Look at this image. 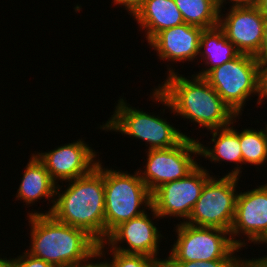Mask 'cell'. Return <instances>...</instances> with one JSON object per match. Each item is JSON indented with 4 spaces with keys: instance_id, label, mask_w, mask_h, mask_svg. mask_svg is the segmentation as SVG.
<instances>
[{
    "instance_id": "1",
    "label": "cell",
    "mask_w": 267,
    "mask_h": 267,
    "mask_svg": "<svg viewBox=\"0 0 267 267\" xmlns=\"http://www.w3.org/2000/svg\"><path fill=\"white\" fill-rule=\"evenodd\" d=\"M172 69L168 68L165 82L155 87L150 98L167 106L174 115L196 122L207 130L227 127L237 119L203 77L193 74L190 80Z\"/></svg>"
},
{
    "instance_id": "2",
    "label": "cell",
    "mask_w": 267,
    "mask_h": 267,
    "mask_svg": "<svg viewBox=\"0 0 267 267\" xmlns=\"http://www.w3.org/2000/svg\"><path fill=\"white\" fill-rule=\"evenodd\" d=\"M60 193L57 184L54 205L46 213L51 214L59 222L85 230L98 243L105 241V189L103 165L99 161L97 166L87 175L73 180Z\"/></svg>"
},
{
    "instance_id": "3",
    "label": "cell",
    "mask_w": 267,
    "mask_h": 267,
    "mask_svg": "<svg viewBox=\"0 0 267 267\" xmlns=\"http://www.w3.org/2000/svg\"><path fill=\"white\" fill-rule=\"evenodd\" d=\"M27 217L31 224V246L26 252L36 258L58 266L87 263L104 255V242L98 243L83 229L59 222L51 214Z\"/></svg>"
},
{
    "instance_id": "4",
    "label": "cell",
    "mask_w": 267,
    "mask_h": 267,
    "mask_svg": "<svg viewBox=\"0 0 267 267\" xmlns=\"http://www.w3.org/2000/svg\"><path fill=\"white\" fill-rule=\"evenodd\" d=\"M105 203V240L121 223L142 215L145 207L152 205L151 193L141 180L139 172L134 175L103 168ZM141 205L142 208L141 209ZM144 206V207H143Z\"/></svg>"
},
{
    "instance_id": "5",
    "label": "cell",
    "mask_w": 267,
    "mask_h": 267,
    "mask_svg": "<svg viewBox=\"0 0 267 267\" xmlns=\"http://www.w3.org/2000/svg\"><path fill=\"white\" fill-rule=\"evenodd\" d=\"M177 240L165 261L242 260L230 231L216 227H198L181 222L176 225ZM228 235V237H227Z\"/></svg>"
},
{
    "instance_id": "6",
    "label": "cell",
    "mask_w": 267,
    "mask_h": 267,
    "mask_svg": "<svg viewBox=\"0 0 267 267\" xmlns=\"http://www.w3.org/2000/svg\"><path fill=\"white\" fill-rule=\"evenodd\" d=\"M114 114L100 126L106 131L121 132V134L142 139L149 144L148 149L169 148L178 145L185 137V133L174 128L166 119L151 115L141 109L132 108L123 97L118 100ZM130 106V107H129Z\"/></svg>"
},
{
    "instance_id": "7",
    "label": "cell",
    "mask_w": 267,
    "mask_h": 267,
    "mask_svg": "<svg viewBox=\"0 0 267 267\" xmlns=\"http://www.w3.org/2000/svg\"><path fill=\"white\" fill-rule=\"evenodd\" d=\"M259 62L255 56L240 53L203 77L237 117L244 111L246 100L257 96Z\"/></svg>"
},
{
    "instance_id": "8",
    "label": "cell",
    "mask_w": 267,
    "mask_h": 267,
    "mask_svg": "<svg viewBox=\"0 0 267 267\" xmlns=\"http://www.w3.org/2000/svg\"><path fill=\"white\" fill-rule=\"evenodd\" d=\"M239 177H211L204 185L187 224L230 231L236 208Z\"/></svg>"
},
{
    "instance_id": "9",
    "label": "cell",
    "mask_w": 267,
    "mask_h": 267,
    "mask_svg": "<svg viewBox=\"0 0 267 267\" xmlns=\"http://www.w3.org/2000/svg\"><path fill=\"white\" fill-rule=\"evenodd\" d=\"M146 152V169L138 172L151 194L165 183L182 179L198 165L191 156L199 155L198 139L185 137L176 146Z\"/></svg>"
},
{
    "instance_id": "10",
    "label": "cell",
    "mask_w": 267,
    "mask_h": 267,
    "mask_svg": "<svg viewBox=\"0 0 267 267\" xmlns=\"http://www.w3.org/2000/svg\"><path fill=\"white\" fill-rule=\"evenodd\" d=\"M198 164L182 179L165 183L151 194L148 210L154 218L179 217L186 221L200 197L205 183L211 178L209 171Z\"/></svg>"
},
{
    "instance_id": "11",
    "label": "cell",
    "mask_w": 267,
    "mask_h": 267,
    "mask_svg": "<svg viewBox=\"0 0 267 267\" xmlns=\"http://www.w3.org/2000/svg\"><path fill=\"white\" fill-rule=\"evenodd\" d=\"M229 8L226 15L219 13L218 27L241 54L256 56L261 48L266 17L254 5Z\"/></svg>"
},
{
    "instance_id": "12",
    "label": "cell",
    "mask_w": 267,
    "mask_h": 267,
    "mask_svg": "<svg viewBox=\"0 0 267 267\" xmlns=\"http://www.w3.org/2000/svg\"><path fill=\"white\" fill-rule=\"evenodd\" d=\"M267 231V183L247 192L237 194L235 216L230 236L239 248L247 245L237 240L241 234L246 235L247 242L256 243ZM241 233V234H240ZM235 237V238H234Z\"/></svg>"
},
{
    "instance_id": "13",
    "label": "cell",
    "mask_w": 267,
    "mask_h": 267,
    "mask_svg": "<svg viewBox=\"0 0 267 267\" xmlns=\"http://www.w3.org/2000/svg\"><path fill=\"white\" fill-rule=\"evenodd\" d=\"M35 155L45 165L55 182L69 181L87 175L99 162V159L97 161L95 159L97 153L82 139Z\"/></svg>"
},
{
    "instance_id": "14",
    "label": "cell",
    "mask_w": 267,
    "mask_h": 267,
    "mask_svg": "<svg viewBox=\"0 0 267 267\" xmlns=\"http://www.w3.org/2000/svg\"><path fill=\"white\" fill-rule=\"evenodd\" d=\"M151 217L144 212L142 215L121 223L106 238L104 244L108 243L111 250L127 254H141L157 258L159 250L158 243L162 235ZM126 243V247L119 245Z\"/></svg>"
},
{
    "instance_id": "15",
    "label": "cell",
    "mask_w": 267,
    "mask_h": 267,
    "mask_svg": "<svg viewBox=\"0 0 267 267\" xmlns=\"http://www.w3.org/2000/svg\"><path fill=\"white\" fill-rule=\"evenodd\" d=\"M203 28L183 23L159 32L150 42L159 59L181 62L193 61L199 56ZM197 56V57H196Z\"/></svg>"
},
{
    "instance_id": "16",
    "label": "cell",
    "mask_w": 267,
    "mask_h": 267,
    "mask_svg": "<svg viewBox=\"0 0 267 267\" xmlns=\"http://www.w3.org/2000/svg\"><path fill=\"white\" fill-rule=\"evenodd\" d=\"M133 17L146 29L148 43L162 30L185 23L174 0H145Z\"/></svg>"
},
{
    "instance_id": "17",
    "label": "cell",
    "mask_w": 267,
    "mask_h": 267,
    "mask_svg": "<svg viewBox=\"0 0 267 267\" xmlns=\"http://www.w3.org/2000/svg\"><path fill=\"white\" fill-rule=\"evenodd\" d=\"M29 162L23 173L20 186L17 190L16 199L23 200L26 205L34 203L35 200L48 198L54 205L57 183L55 182L45 165L37 158L35 154H31Z\"/></svg>"
},
{
    "instance_id": "18",
    "label": "cell",
    "mask_w": 267,
    "mask_h": 267,
    "mask_svg": "<svg viewBox=\"0 0 267 267\" xmlns=\"http://www.w3.org/2000/svg\"><path fill=\"white\" fill-rule=\"evenodd\" d=\"M232 122L227 127L218 128V129H212V141L214 143L213 148L204 146L201 142L198 140L199 145V156L202 155L205 157V159L209 158L211 162H220L227 160L229 162H235L237 164V167L232 169L231 172L225 174V176H236L240 177L241 166L238 164H242V152H241V145L239 141V131L237 129L233 128ZM232 126V127H231ZM239 166V167H238Z\"/></svg>"
},
{
    "instance_id": "19",
    "label": "cell",
    "mask_w": 267,
    "mask_h": 267,
    "mask_svg": "<svg viewBox=\"0 0 267 267\" xmlns=\"http://www.w3.org/2000/svg\"><path fill=\"white\" fill-rule=\"evenodd\" d=\"M205 49V50H204ZM240 52L227 39L224 32L217 26L204 29L200 37L199 54L208 67L202 68L197 76L204 77L210 70L237 57Z\"/></svg>"
},
{
    "instance_id": "20",
    "label": "cell",
    "mask_w": 267,
    "mask_h": 267,
    "mask_svg": "<svg viewBox=\"0 0 267 267\" xmlns=\"http://www.w3.org/2000/svg\"><path fill=\"white\" fill-rule=\"evenodd\" d=\"M185 23L203 29L218 26L220 9L217 0H174Z\"/></svg>"
},
{
    "instance_id": "21",
    "label": "cell",
    "mask_w": 267,
    "mask_h": 267,
    "mask_svg": "<svg viewBox=\"0 0 267 267\" xmlns=\"http://www.w3.org/2000/svg\"><path fill=\"white\" fill-rule=\"evenodd\" d=\"M260 130L244 129L239 132L242 164L263 165L267 160V124Z\"/></svg>"
},
{
    "instance_id": "22",
    "label": "cell",
    "mask_w": 267,
    "mask_h": 267,
    "mask_svg": "<svg viewBox=\"0 0 267 267\" xmlns=\"http://www.w3.org/2000/svg\"><path fill=\"white\" fill-rule=\"evenodd\" d=\"M112 252V253H111ZM112 260L106 262L110 267H163L164 260L141 254H127L110 250Z\"/></svg>"
},
{
    "instance_id": "23",
    "label": "cell",
    "mask_w": 267,
    "mask_h": 267,
    "mask_svg": "<svg viewBox=\"0 0 267 267\" xmlns=\"http://www.w3.org/2000/svg\"><path fill=\"white\" fill-rule=\"evenodd\" d=\"M244 260L165 261L163 267H243Z\"/></svg>"
},
{
    "instance_id": "24",
    "label": "cell",
    "mask_w": 267,
    "mask_h": 267,
    "mask_svg": "<svg viewBox=\"0 0 267 267\" xmlns=\"http://www.w3.org/2000/svg\"><path fill=\"white\" fill-rule=\"evenodd\" d=\"M23 254L17 258H11L10 267H55L43 259L28 254L26 251Z\"/></svg>"
},
{
    "instance_id": "25",
    "label": "cell",
    "mask_w": 267,
    "mask_h": 267,
    "mask_svg": "<svg viewBox=\"0 0 267 267\" xmlns=\"http://www.w3.org/2000/svg\"><path fill=\"white\" fill-rule=\"evenodd\" d=\"M257 104H262V101L267 99V62L260 61L258 67V81H257Z\"/></svg>"
},
{
    "instance_id": "26",
    "label": "cell",
    "mask_w": 267,
    "mask_h": 267,
    "mask_svg": "<svg viewBox=\"0 0 267 267\" xmlns=\"http://www.w3.org/2000/svg\"><path fill=\"white\" fill-rule=\"evenodd\" d=\"M114 4L125 6L126 10L131 13L132 16L142 7L145 0H113Z\"/></svg>"
},
{
    "instance_id": "27",
    "label": "cell",
    "mask_w": 267,
    "mask_h": 267,
    "mask_svg": "<svg viewBox=\"0 0 267 267\" xmlns=\"http://www.w3.org/2000/svg\"><path fill=\"white\" fill-rule=\"evenodd\" d=\"M259 61L267 62V18H265L263 40L259 53L255 56Z\"/></svg>"
},
{
    "instance_id": "28",
    "label": "cell",
    "mask_w": 267,
    "mask_h": 267,
    "mask_svg": "<svg viewBox=\"0 0 267 267\" xmlns=\"http://www.w3.org/2000/svg\"><path fill=\"white\" fill-rule=\"evenodd\" d=\"M226 1L227 0H217L220 9L221 7H224L223 3L224 2L227 3ZM231 2H232V6H252V5H255L256 0H230L229 3Z\"/></svg>"
},
{
    "instance_id": "29",
    "label": "cell",
    "mask_w": 267,
    "mask_h": 267,
    "mask_svg": "<svg viewBox=\"0 0 267 267\" xmlns=\"http://www.w3.org/2000/svg\"><path fill=\"white\" fill-rule=\"evenodd\" d=\"M246 264L249 267H267V255L265 257L262 258H256V259H247L246 260Z\"/></svg>"
},
{
    "instance_id": "30",
    "label": "cell",
    "mask_w": 267,
    "mask_h": 267,
    "mask_svg": "<svg viewBox=\"0 0 267 267\" xmlns=\"http://www.w3.org/2000/svg\"><path fill=\"white\" fill-rule=\"evenodd\" d=\"M254 6L267 18V0H256Z\"/></svg>"
},
{
    "instance_id": "31",
    "label": "cell",
    "mask_w": 267,
    "mask_h": 267,
    "mask_svg": "<svg viewBox=\"0 0 267 267\" xmlns=\"http://www.w3.org/2000/svg\"><path fill=\"white\" fill-rule=\"evenodd\" d=\"M85 267H110L109 264L104 260L103 262H97L93 263L91 262V260L89 262L86 263Z\"/></svg>"
},
{
    "instance_id": "32",
    "label": "cell",
    "mask_w": 267,
    "mask_h": 267,
    "mask_svg": "<svg viewBox=\"0 0 267 267\" xmlns=\"http://www.w3.org/2000/svg\"><path fill=\"white\" fill-rule=\"evenodd\" d=\"M86 263H71V264H64V265H58L55 267H85Z\"/></svg>"
},
{
    "instance_id": "33",
    "label": "cell",
    "mask_w": 267,
    "mask_h": 267,
    "mask_svg": "<svg viewBox=\"0 0 267 267\" xmlns=\"http://www.w3.org/2000/svg\"><path fill=\"white\" fill-rule=\"evenodd\" d=\"M11 259L0 257V267H10Z\"/></svg>"
},
{
    "instance_id": "34",
    "label": "cell",
    "mask_w": 267,
    "mask_h": 267,
    "mask_svg": "<svg viewBox=\"0 0 267 267\" xmlns=\"http://www.w3.org/2000/svg\"><path fill=\"white\" fill-rule=\"evenodd\" d=\"M262 242L267 244V231L265 232V234L255 243V244H259Z\"/></svg>"
}]
</instances>
